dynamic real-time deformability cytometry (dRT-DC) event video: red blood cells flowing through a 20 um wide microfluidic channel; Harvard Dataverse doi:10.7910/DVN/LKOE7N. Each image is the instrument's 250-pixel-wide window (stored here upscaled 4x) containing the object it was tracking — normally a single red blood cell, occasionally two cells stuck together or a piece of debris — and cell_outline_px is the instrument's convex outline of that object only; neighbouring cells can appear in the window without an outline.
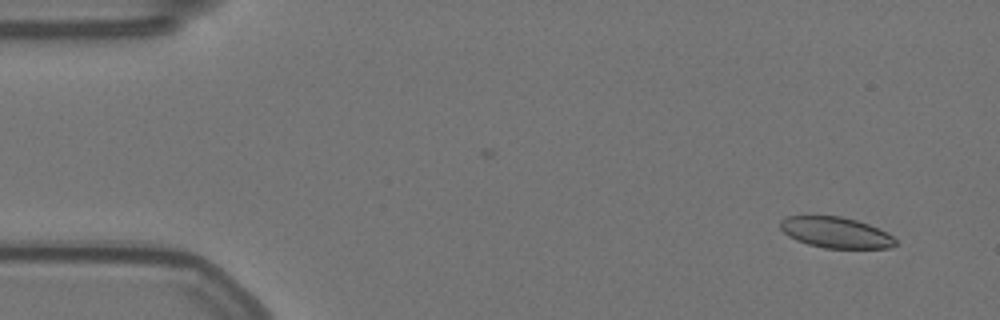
{"species": "Egyptian fruit bat (a non-hibernating species)", "species_latin": "Rousettus aegyptiacus", "temperature_condition": "warm", "stored_images_in_passage": 13, "camera_frame_rate_fps": 3000, "um_per_image_px": 0.085, "animal": {"sex": "female"}, "frame": {"image": 1, "passage_image": 3, "time_ms": 0.667, "image_size_px": [1000, 320], "cell_outline_px": [[896, 244], [888, 248], [824, 248], [808, 244], [796, 240], [788, 236], [780, 228], [780, 220], [788, 216], [840, 216], [856, 220], [868, 224], [892, 236], [896, 240]], "centroid_in_image_um": [71.0, 19.76], "position_along_channel_um": 14.0, "area_um2": 20.52}}